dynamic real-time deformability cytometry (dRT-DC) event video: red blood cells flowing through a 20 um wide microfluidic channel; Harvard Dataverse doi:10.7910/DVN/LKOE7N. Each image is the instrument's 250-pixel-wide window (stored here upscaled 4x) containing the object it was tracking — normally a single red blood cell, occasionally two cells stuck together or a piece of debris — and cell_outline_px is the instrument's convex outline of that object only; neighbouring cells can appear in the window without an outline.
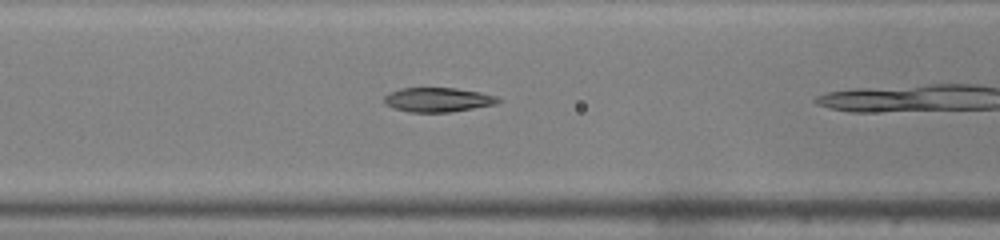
{"species": "common noctule bat (a hibernating species)", "species_latin": "Nyctalus noctula", "temperature_condition": "warm", "stored_images_in_passage": 10, "camera_frame_rate_fps": 3000, "um_per_image_px": 0.085, "animal": {"sex": "male", "body_mass_g": 19.0, "forearm_length_mm": 50.8}, "frame": {"image": 1, "passage_image": 6, "time_ms": 1.667, "image_size_px": [1000, 240], "cell_outline_px": [[504, 100], [496, 104], [452, 112], [408, 112], [392, 108], [384, 104], [384, 96], [388, 92], [400, 88], [456, 88], [480, 92], [496, 96]], "centroid_in_image_um": [37.2, 8.48], "position_along_channel_um": 129.4, "area_um2": 16.42}}